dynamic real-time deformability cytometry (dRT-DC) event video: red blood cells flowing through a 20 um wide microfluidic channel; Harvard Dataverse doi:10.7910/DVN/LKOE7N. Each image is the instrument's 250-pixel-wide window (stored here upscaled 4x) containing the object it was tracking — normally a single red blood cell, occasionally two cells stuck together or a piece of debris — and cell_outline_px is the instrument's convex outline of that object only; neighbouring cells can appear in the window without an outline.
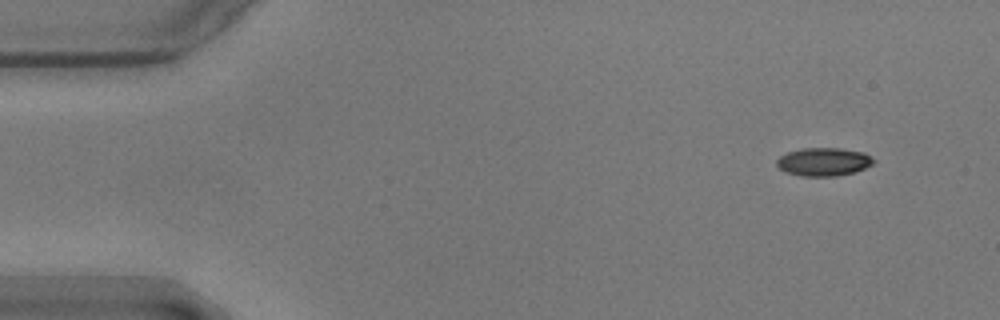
{"species": "common noctule bat (a hibernating species)", "species_latin": "Nyctalus noctula", "temperature_condition": "warm", "stored_images_in_passage": 9, "camera_frame_rate_fps": 3000, "um_per_image_px": 0.085, "animal": {"sex": "male", "body_mass_g": 17.9}, "frame": {"image": 1, "passage_image": 1, "time_ms": 0.0, "image_size_px": [1000, 320], "cell_outline_px": [[876, 160], [872, 164], [856, 172], [836, 176], [800, 176], [784, 172], [776, 164], [776, 160], [780, 156], [788, 152], [804, 148], [840, 148], [864, 152]], "centroid_in_image_um": [70.01, 13.76], "position_along_channel_um": 15.0, "area_um2": 16.01}}